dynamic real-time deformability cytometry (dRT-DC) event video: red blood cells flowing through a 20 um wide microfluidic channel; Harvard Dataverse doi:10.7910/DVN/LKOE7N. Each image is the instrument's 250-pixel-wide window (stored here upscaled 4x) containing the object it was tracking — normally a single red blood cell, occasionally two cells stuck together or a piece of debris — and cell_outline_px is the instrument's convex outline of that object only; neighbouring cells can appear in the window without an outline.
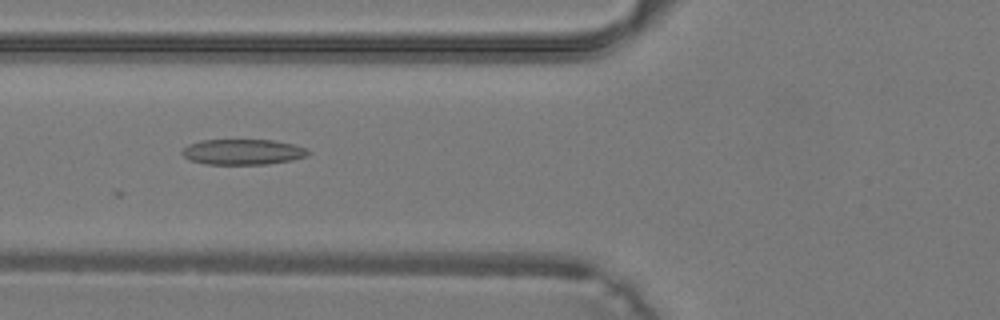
{"species": "common noctule bat (a hibernating species)", "species_latin": "Nyctalus noctula", "temperature_condition": "warm", "stored_images_in_passage": 28, "camera_frame_rate_fps": 3000, "um_per_image_px": 0.085, "animal": {"sex": "male", "body_mass_g": 19.2, "forearm_length_mm": 51.8}, "frame": {"image": 1, "passage_image": 4, "time_ms": 1.0, "image_size_px": [1000, 320], "cell_outline_px": [[312, 152], [308, 156], [292, 160], [268, 164], [204, 164], [188, 160], [180, 152], [188, 144], [200, 140], [272, 140], [292, 144], [308, 148]], "centroid_in_image_um": [20.65, 12.91], "position_along_channel_um": 105.2, "area_um2": 18.96}}
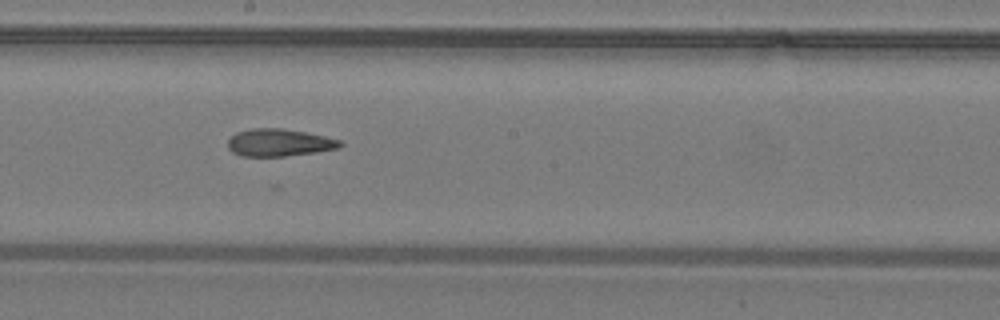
{"frame": {"image": 2, "passage_image": 11, "time_ms": 3.333, "image_size_px": [1000, 320], "cell_outline_px": [[344, 144], [340, 148], [316, 152], [284, 156], [240, 156], [232, 152], [228, 148], [228, 140], [236, 132], [252, 128], [280, 128], [304, 132], [324, 136], [340, 140]], "centroid_in_image_um": [23.72, 12.12], "position_along_channel_um": 224.5, "area_um2": 17.92}}
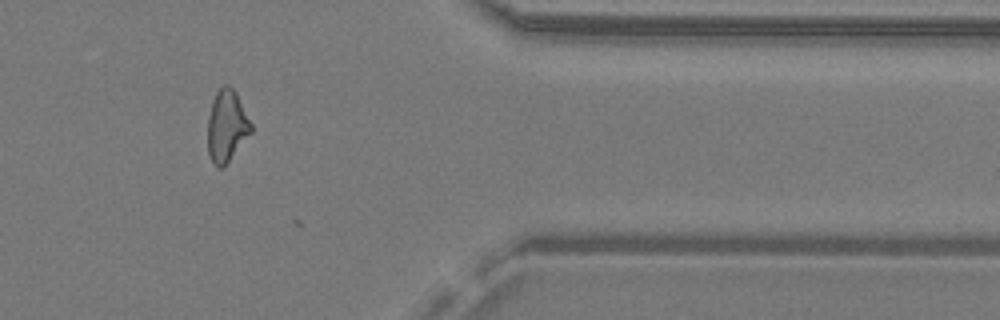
{"frame": {"image": 3, "passage_image": 22, "time_ms": 7.0, "image_size_px": [1000, 320], "cell_outline_px": [[252, 132], [224, 168], [216, 168], [212, 164], [208, 152], [208, 116], [212, 100], [216, 92], [224, 84], [228, 84], [236, 92], [252, 124]], "centroid_in_image_um": [19.27, 10.74], "position_along_channel_um": 392.1, "area_um2": 18.44}}